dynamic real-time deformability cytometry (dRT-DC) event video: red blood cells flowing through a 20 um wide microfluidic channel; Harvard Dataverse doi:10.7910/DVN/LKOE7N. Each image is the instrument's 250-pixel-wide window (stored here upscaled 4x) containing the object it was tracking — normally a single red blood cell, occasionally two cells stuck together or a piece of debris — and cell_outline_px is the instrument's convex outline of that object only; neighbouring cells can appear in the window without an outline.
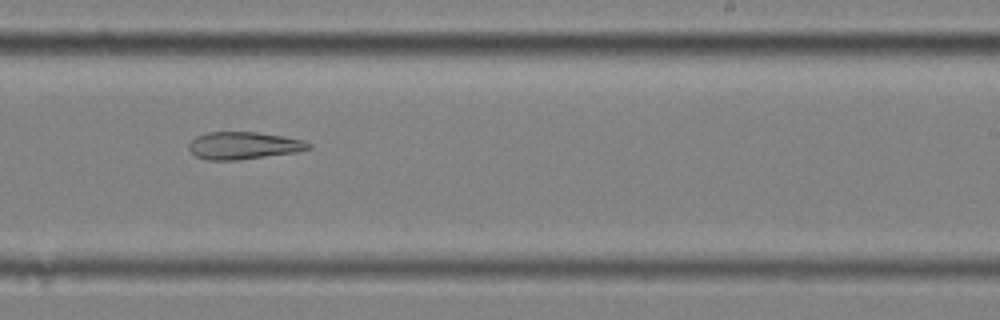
{"species": "common noctule bat (a hibernating species)", "species_latin": "Nyctalus noctula", "temperature_condition": "cold", "stored_images_in_passage": 13, "camera_frame_rate_fps": 3000, "um_per_image_px": 0.085, "animal": {"sex": "female", "body_mass_g": 25.1}, "frame": {"image": 1, "passage_image": 10, "time_ms": 3.0, "image_size_px": [1000, 320], "cell_outline_px": [[312, 148], [296, 152], [236, 160], [208, 160], [196, 156], [188, 148], [188, 144], [196, 136], [208, 132], [256, 132], [284, 136], [304, 140], [312, 144]], "centroid_in_image_um": [20.72, 12.36], "position_along_channel_um": 268.3, "area_um2": 19.07}}
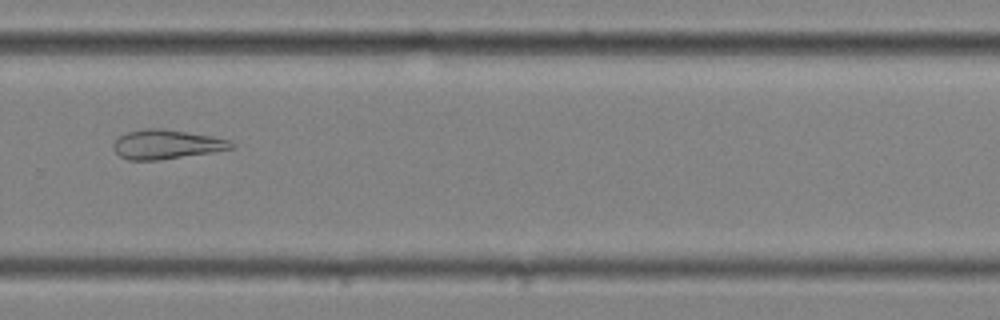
{"frame": {"image": 2, "passage_image": 11, "time_ms": 3.333, "image_size_px": [1000, 320], "cell_outline_px": [[236, 144], [232, 148], [212, 152], [160, 160], [128, 160], [120, 156], [112, 148], [112, 144], [120, 136], [128, 132], [144, 128], [160, 128], [212, 136], [228, 140]], "centroid_in_image_um": [14.12, 12.27], "position_along_channel_um": 315.7, "area_um2": 20.0}}